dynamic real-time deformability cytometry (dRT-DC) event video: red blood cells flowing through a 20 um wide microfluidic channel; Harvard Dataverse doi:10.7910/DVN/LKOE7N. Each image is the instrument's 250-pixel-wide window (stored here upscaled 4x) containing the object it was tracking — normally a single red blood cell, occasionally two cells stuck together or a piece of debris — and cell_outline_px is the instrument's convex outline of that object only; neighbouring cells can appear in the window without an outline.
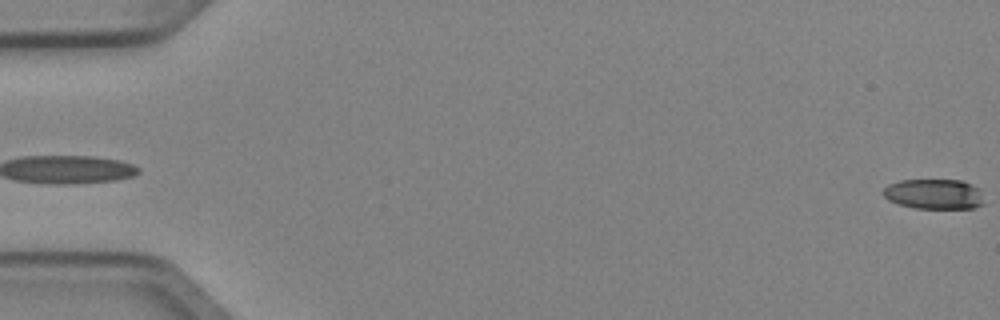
{"species": "Egyptian fruit bat (a non-hibernating species)", "species_latin": "Rousettus aegyptiacus", "temperature_condition": "cold", "stored_images_in_passage": 5, "camera_frame_rate_fps": 3000, "um_per_image_px": 0.085, "animal": {"sex": "female"}, "frame": {"image": 1, "passage_image": 5, "time_ms": 1.333, "image_size_px": [1000, 320], "cell_outline_px": [[984, 204], [976, 208], [912, 208], [888, 200], [880, 192], [888, 184], [900, 180], [960, 180], [972, 184], [976, 188]], "centroid_in_image_um": [79.33, 16.49], "position_along_channel_um": 5.7, "area_um2": 17.63}}